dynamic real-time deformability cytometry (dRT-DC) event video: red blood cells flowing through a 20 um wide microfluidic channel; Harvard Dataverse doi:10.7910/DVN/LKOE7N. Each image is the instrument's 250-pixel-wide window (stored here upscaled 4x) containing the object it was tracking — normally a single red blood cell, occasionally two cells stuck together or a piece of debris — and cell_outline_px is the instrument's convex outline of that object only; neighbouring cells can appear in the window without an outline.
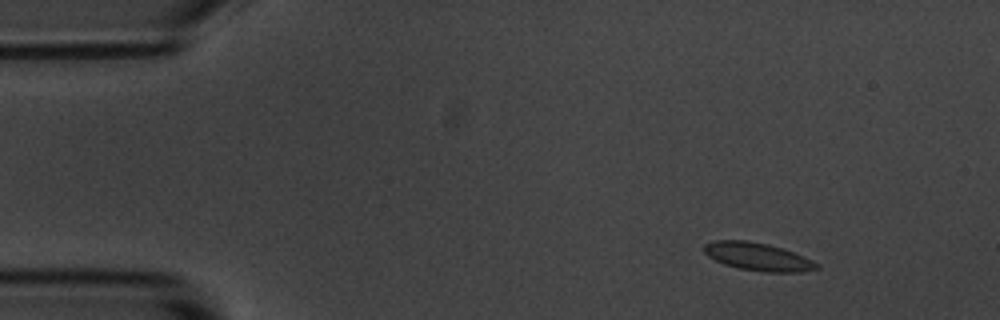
{"species": "common noctule bat (a hibernating species)", "species_latin": "Nyctalus noctula", "temperature_condition": "room temperature", "stored_images_in_passage": 6, "camera_frame_rate_fps": 3000, "um_per_image_px": 0.085, "animal": {"sex": "male", "body_mass_g": 20.1, "forearm_length_mm": 53.5}, "frame": {"image": 1, "passage_image": 2, "time_ms": 1.333, "image_size_px": [1000, 320], "cell_outline_px": [[820, 268], [800, 272], [764, 272], [740, 268], [724, 264], [708, 256], [704, 252], [704, 244], [712, 240], [748, 240], [768, 244], [804, 256], [820, 264]], "centroid_in_image_um": [64.41, 21.81], "position_along_channel_um": 20.6, "area_um2": 18.26}}
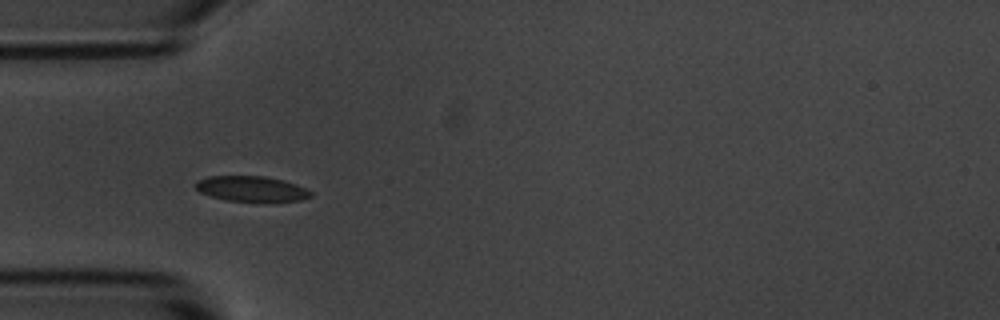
{"frame": {"image": 2, "passage_image": 5, "time_ms": 4.667, "image_size_px": [1000, 320], "cell_outline_px": [[312, 196], [300, 200], [272, 204], [264, 204], [224, 200], [200, 192], [192, 184], [196, 180], [208, 176], [264, 176], [296, 184], [312, 192]], "centroid_in_image_um": [21.37, 16.09], "position_along_channel_um": 63.6, "area_um2": 17.8}}